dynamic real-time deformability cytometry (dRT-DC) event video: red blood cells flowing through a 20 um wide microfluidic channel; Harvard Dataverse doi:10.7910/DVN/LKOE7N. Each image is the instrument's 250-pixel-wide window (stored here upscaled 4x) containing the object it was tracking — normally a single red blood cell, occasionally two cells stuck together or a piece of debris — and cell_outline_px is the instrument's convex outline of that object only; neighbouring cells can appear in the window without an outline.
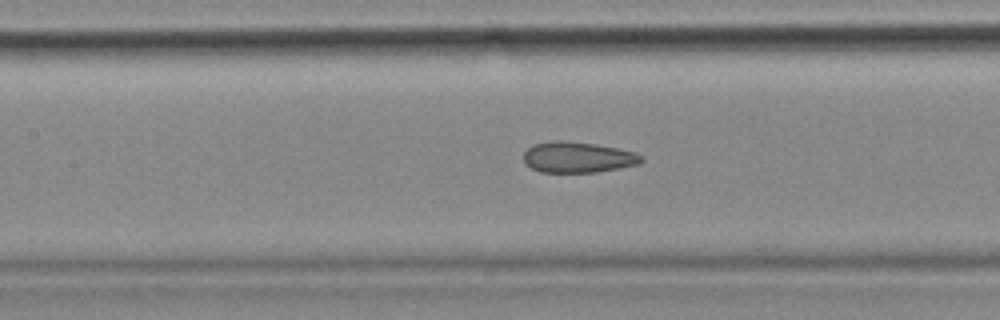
{"species": "common noctule bat (a hibernating species)", "species_latin": "Nyctalus noctula", "temperature_condition": "cold", "stored_images_in_passage": 55, "camera_frame_rate_fps": 3000, "um_per_image_px": 0.085, "animal": {"sex": "female", "body_mass_g": 18.4}, "frame": {"image": 1, "passage_image": 24, "time_ms": 7.667, "image_size_px": [1000, 320], "cell_outline_px": [[644, 160], [640, 164], [620, 168], [596, 172], [540, 172], [524, 164], [524, 152], [532, 144], [556, 140], [560, 140], [596, 144], [616, 148], [632, 152], [644, 156]], "centroid_in_image_um": [49.11, 13.37], "position_along_channel_um": 158.3, "area_um2": 21.21}, "authors_computed_cell_mechanics": {"area_um2": 21.675, "velocity_mm_per_s": 3.5788, "shape_relaxation_time_tau1_ms": null, "shape_relaxation_time_tau2_ms": 2.0734, "deformation_change_tau1": null, "deformation_change_tau2": 0.1001}}